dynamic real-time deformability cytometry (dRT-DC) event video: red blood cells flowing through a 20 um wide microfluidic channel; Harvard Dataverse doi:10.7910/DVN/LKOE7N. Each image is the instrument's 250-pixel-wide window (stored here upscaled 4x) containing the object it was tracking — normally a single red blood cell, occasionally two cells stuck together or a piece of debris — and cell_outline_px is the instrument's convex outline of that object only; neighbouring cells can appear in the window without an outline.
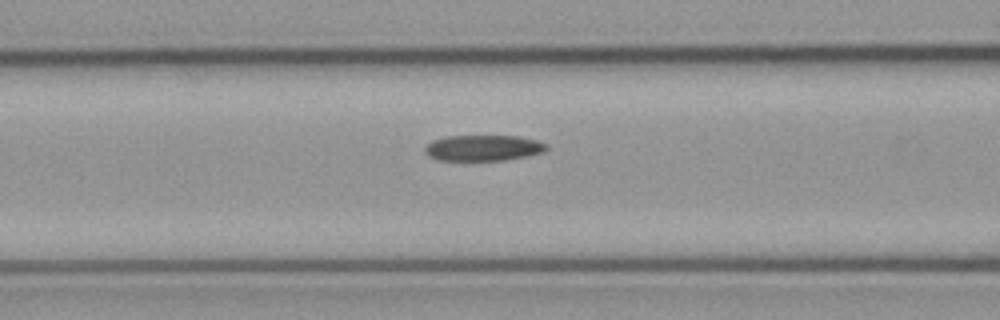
{"species": "common noctule bat (a hibernating species)", "species_latin": "Nyctalus noctula", "temperature_condition": "cold", "stored_images_in_passage": 28, "camera_frame_rate_fps": 3000, "um_per_image_px": 0.085, "animal": {"sex": "male", "body_mass_g": 23.1, "forearm_length_mm": 52.7}, "frame": {"image": 1, "passage_image": 17, "time_ms": 5.333, "image_size_px": [1000, 320], "cell_outline_px": [[548, 148], [544, 152], [528, 156], [504, 160], [436, 160], [428, 156], [424, 152], [424, 148], [432, 140], [444, 136], [520, 136], [536, 140], [548, 144]], "centroid_in_image_um": [41.07, 12.57], "position_along_channel_um": 125.5, "area_um2": 18.5}}
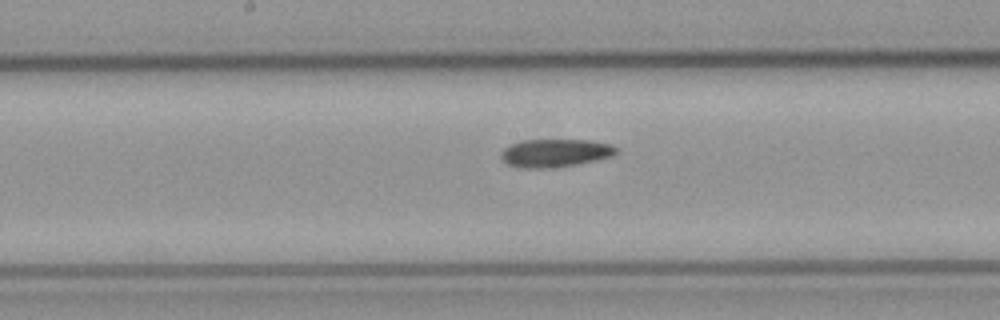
{"frame": {"image": 2, "passage_image": 23, "time_ms": 7.333, "image_size_px": [1000, 320], "cell_outline_px": [[616, 152], [612, 156], [596, 160], [576, 164], [548, 168], [520, 168], [508, 164], [500, 156], [500, 152], [504, 148], [520, 140], [592, 140], [612, 144], [616, 148]], "centroid_in_image_um": [47.17, 12.99], "position_along_channel_um": 201.0, "area_um2": 18.79}}
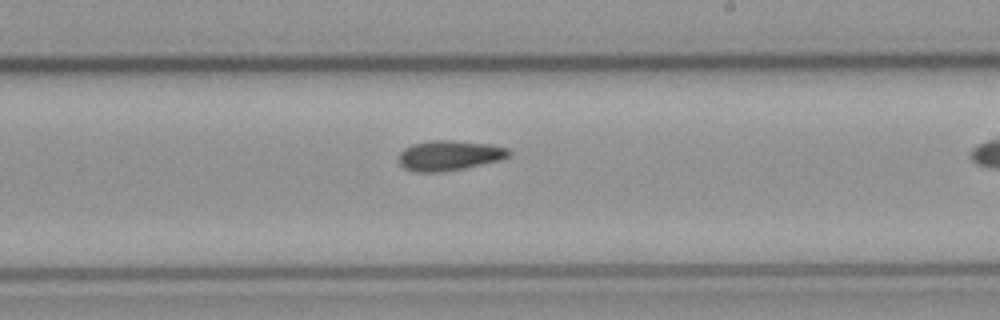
{"frame": {"image": 3, "passage_image": 27, "time_ms": 8.667, "image_size_px": [1000, 320], "cell_outline_px": [[512, 152], [508, 156], [500, 160], [464, 168], [440, 172], [416, 172], [404, 168], [400, 164], [400, 152], [404, 148], [412, 144], [432, 140], [452, 140], [488, 144], [508, 148]], "centroid_in_image_um": [38.18, 13.21], "position_along_channel_um": 250.8, "area_um2": 19.19}}